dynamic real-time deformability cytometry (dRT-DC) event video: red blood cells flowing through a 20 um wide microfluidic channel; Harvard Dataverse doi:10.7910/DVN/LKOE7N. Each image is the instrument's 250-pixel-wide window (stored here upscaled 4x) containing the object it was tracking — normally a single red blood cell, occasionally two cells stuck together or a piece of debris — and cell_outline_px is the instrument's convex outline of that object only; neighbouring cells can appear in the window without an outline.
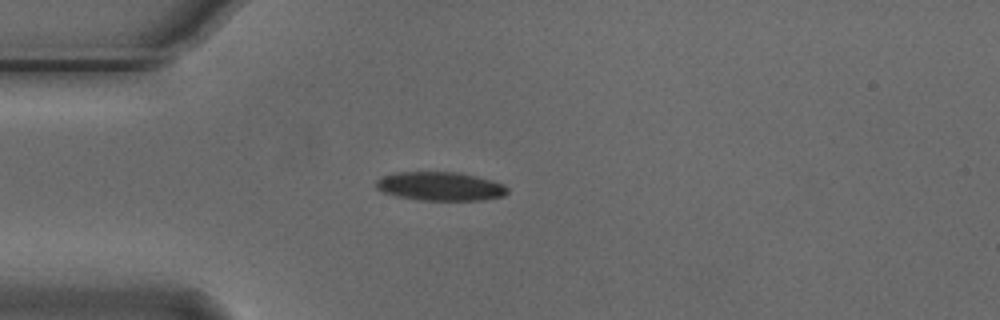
{"species": "Egyptian fruit bat (a non-hibernating species)", "species_latin": "Rousettus aegyptiacus", "temperature_condition": "cold", "stored_images_in_passage": 2, "camera_frame_rate_fps": 3000, "um_per_image_px": 0.085, "animal": {"sex": "male"}, "frame": {"image": 1, "passage_image": 1, "time_ms": 0.0, "image_size_px": [1000, 320], "cell_outline_px": [[508, 192], [504, 196], [484, 200], [416, 200], [396, 196], [384, 192], [376, 188], [376, 180], [384, 176], [396, 172], [456, 172], [476, 176], [492, 180], [504, 184], [508, 188]], "centroid_in_image_um": [37.44, 15.84], "position_along_channel_um": 47.6, "area_um2": 22.08}}